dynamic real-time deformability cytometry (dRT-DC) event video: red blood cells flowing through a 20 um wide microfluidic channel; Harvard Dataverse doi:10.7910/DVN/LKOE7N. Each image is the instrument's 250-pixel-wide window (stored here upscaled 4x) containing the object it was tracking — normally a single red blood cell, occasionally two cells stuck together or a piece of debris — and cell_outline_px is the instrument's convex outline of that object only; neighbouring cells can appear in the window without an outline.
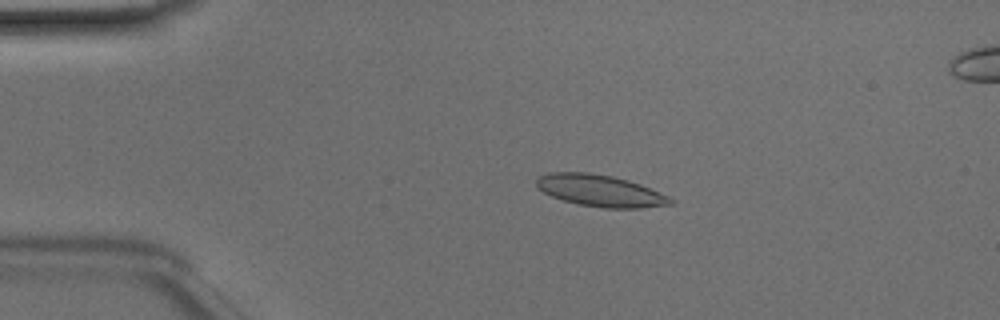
{"species": "Egyptian fruit bat (a non-hibernating species)", "species_latin": "Rousettus aegyptiacus", "temperature_condition": "room temperature", "stored_images_in_passage": 50, "segment_of_instrument_passage": [1, 2], "camera_frame_rate_fps": 3000, "um_per_image_px": 0.085, "animal": {"sex": "male"}, "frame": {"image": 1, "passage_image": 10, "time_ms": 3.0, "image_size_px": [1000, 320], "cell_outline_px": [[676, 204], [640, 208], [604, 208], [576, 204], [552, 196], [536, 188], [536, 180], [540, 176], [548, 172], [588, 172], [612, 176], [628, 180], [640, 184], [668, 196], [676, 200]], "centroid_in_image_um": [51.03, 16.21], "position_along_channel_um": 34.0, "area_um2": 24.91}}
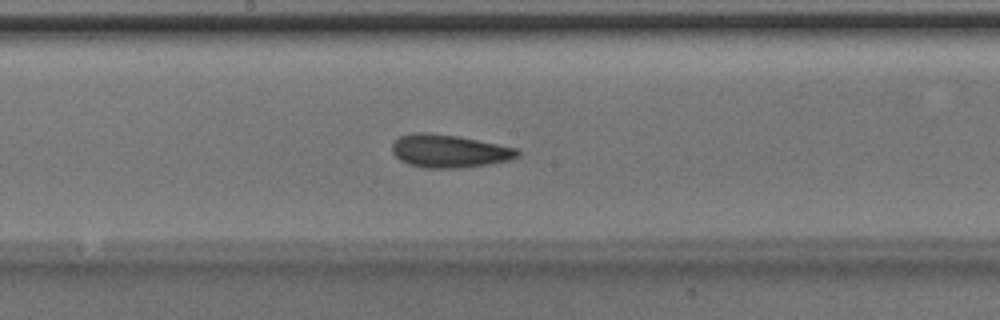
{"frame": {"image": 2, "passage_image": 26, "time_ms": 8.333, "image_size_px": [1000, 320], "cell_outline_px": [[520, 156], [508, 160], [488, 164], [460, 168], [424, 168], [408, 164], [400, 160], [392, 152], [392, 144], [400, 136], [408, 132], [428, 132], [456, 136], [520, 148]], "centroid_in_image_um": [38.18, 12.84], "position_along_channel_um": 210.0, "area_um2": 24.28}}
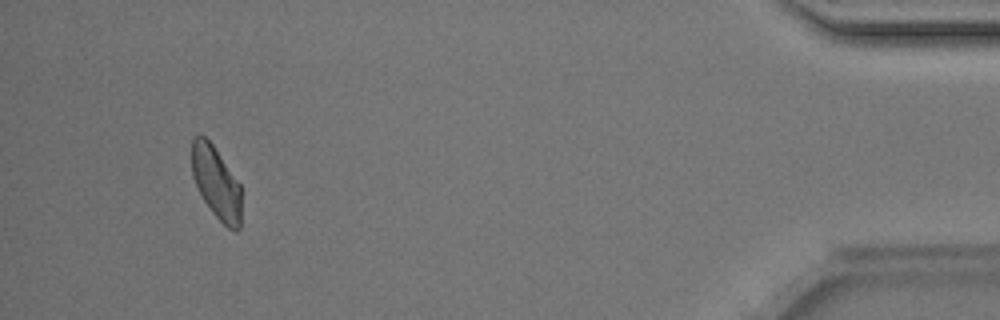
{"frame": {"image": 3, "passage_image": 46, "time_ms": 15.0, "image_size_px": [1000, 320], "cell_outline_px": [[240, 228], [236, 232], [228, 228], [212, 212], [204, 200], [192, 176], [192, 140], [200, 132], [212, 144], [240, 184]], "centroid_in_image_um": [18.37, 15.52], "position_along_channel_um": 416.8, "area_um2": 20.58}}